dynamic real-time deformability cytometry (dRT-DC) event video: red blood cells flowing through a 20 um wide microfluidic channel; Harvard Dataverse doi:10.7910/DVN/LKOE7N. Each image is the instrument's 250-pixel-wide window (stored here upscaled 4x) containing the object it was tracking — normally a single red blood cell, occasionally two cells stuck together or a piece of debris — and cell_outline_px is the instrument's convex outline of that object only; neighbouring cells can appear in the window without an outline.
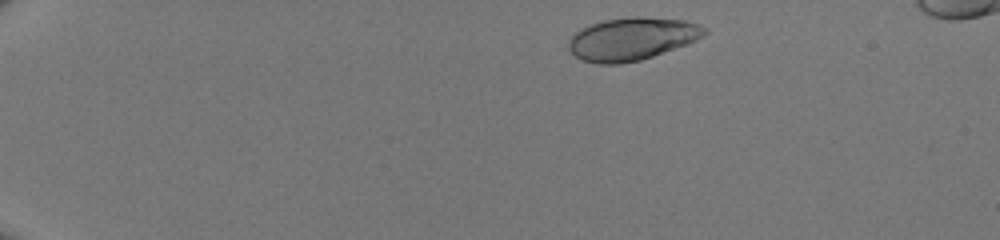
{"species": "human", "species_latin": "Homo sapiens", "temperature_condition": "room temperature", "stored_images_in_passage": 43, "camera_frame_rate_fps": 3000, "um_per_image_px": 0.085, "donor": {"sex": "male"}, "frame": {"image": 1, "passage_image": 3, "time_ms": 0.667, "image_size_px": [1000, 240], "cell_outline_px": [[708, 32], [704, 36], [688, 44], [640, 60], [620, 64], [600, 64], [584, 60], [576, 56], [568, 48], [568, 40], [580, 28], [604, 20], [632, 16], [640, 16], [688, 20], [708, 28]], "centroid_in_image_um": [53.75, 3.29], "position_along_channel_um": 31.2, "area_um2": 33.99}}
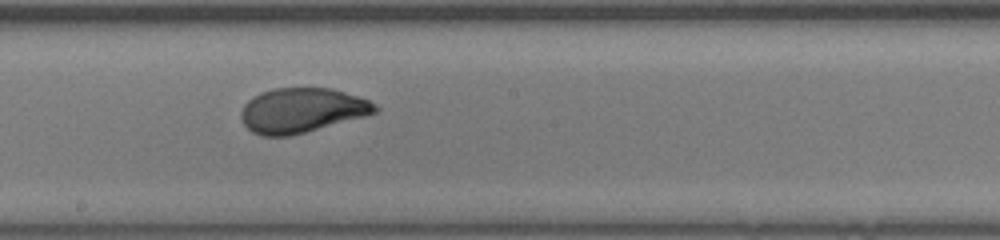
{"frame": {"image": 2, "passage_image": 24, "time_ms": 7.667, "image_size_px": [1000, 240], "cell_outline_px": [[380, 112], [304, 132], [288, 136], [260, 136], [252, 132], [244, 124], [240, 116], [240, 112], [244, 104], [252, 96], [260, 92], [272, 88], [332, 88], [360, 96], [376, 104], [380, 108]], "centroid_in_image_um": [25.66, 9.36], "position_along_channel_um": 222.5, "area_um2": 35.08}}
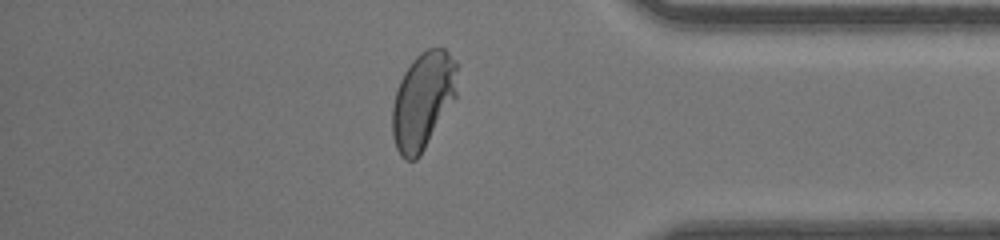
{"frame": {"image": 3, "passage_image": 37, "time_ms": 12.0, "image_size_px": [1000, 240], "cell_outline_px": [[460, 64], [456, 100], [420, 156], [416, 160], [404, 160], [400, 156], [396, 148], [392, 136], [392, 108], [396, 92], [400, 80], [404, 72], [412, 60], [420, 52], [428, 48], [444, 48]], "centroid_in_image_um": [36.0, 8.54], "position_along_channel_um": 399.2, "area_um2": 37.63}}